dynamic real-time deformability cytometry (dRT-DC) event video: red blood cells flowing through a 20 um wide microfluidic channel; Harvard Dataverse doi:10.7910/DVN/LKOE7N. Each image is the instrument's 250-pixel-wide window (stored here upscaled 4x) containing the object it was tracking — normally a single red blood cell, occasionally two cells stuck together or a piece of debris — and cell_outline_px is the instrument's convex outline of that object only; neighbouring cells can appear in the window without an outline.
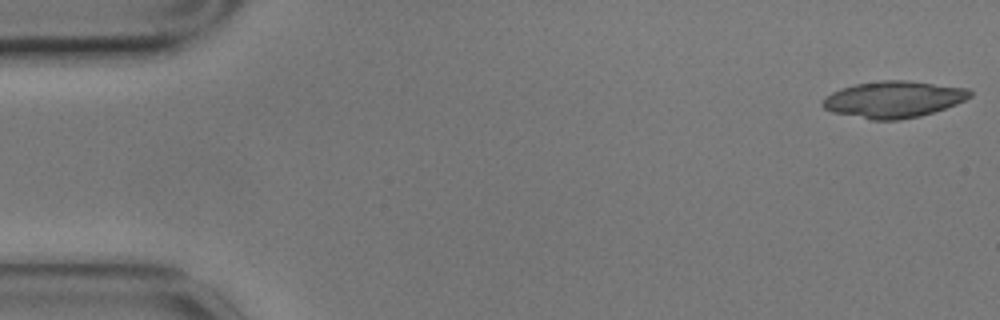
{"species": "common noctule bat (a hibernating species)", "species_latin": "Nyctalus noctula", "temperature_condition": "cold", "stored_images_in_passage": 56, "camera_frame_rate_fps": 3000, "um_per_image_px": 0.085, "animal": {"sex": "male", "body_mass_g": 17.9}, "frame": {"image": 1, "passage_image": 1, "time_ms": 0.0, "image_size_px": [1000, 320], "cell_outline_px": [[972, 96], [956, 104], [920, 116], [900, 120], [872, 120], [832, 112], [824, 108], [820, 104], [832, 92], [856, 84], [880, 80], [908, 80], [968, 88], [972, 92]], "centroid_in_image_um": [75.97, 8.44], "position_along_channel_um": 9.0, "area_um2": 31.27}}